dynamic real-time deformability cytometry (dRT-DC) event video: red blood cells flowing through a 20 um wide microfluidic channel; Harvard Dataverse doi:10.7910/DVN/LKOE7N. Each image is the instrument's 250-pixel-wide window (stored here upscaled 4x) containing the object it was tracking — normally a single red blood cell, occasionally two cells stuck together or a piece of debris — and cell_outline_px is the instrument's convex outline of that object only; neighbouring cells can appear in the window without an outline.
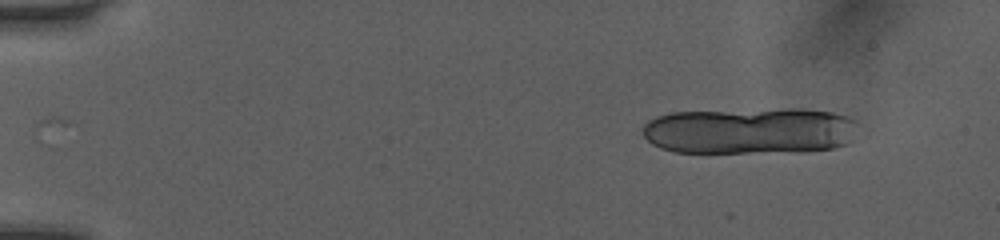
{"species": "human", "species_latin": "Homo sapiens", "temperature_condition": "room temperature", "stored_images_in_passage": 11, "camera_frame_rate_fps": 3000, "um_per_image_px": 0.085, "donor": {"sex": "female"}, "frame": {"image": 1, "passage_image": 1, "time_ms": 0.0, "image_size_px": [1000, 240], "cell_outline_px": [[856, 124], [852, 140], [848, 144], [832, 148], [804, 152], [676, 152], [660, 148], [652, 144], [644, 136], [644, 124], [648, 120], [656, 116], [672, 112], [784, 108], [800, 108], [832, 112], [848, 116], [856, 120]], "centroid_in_image_um": [63.77, 11.11], "position_along_channel_um": 21.2, "area_um2": 59.13}}